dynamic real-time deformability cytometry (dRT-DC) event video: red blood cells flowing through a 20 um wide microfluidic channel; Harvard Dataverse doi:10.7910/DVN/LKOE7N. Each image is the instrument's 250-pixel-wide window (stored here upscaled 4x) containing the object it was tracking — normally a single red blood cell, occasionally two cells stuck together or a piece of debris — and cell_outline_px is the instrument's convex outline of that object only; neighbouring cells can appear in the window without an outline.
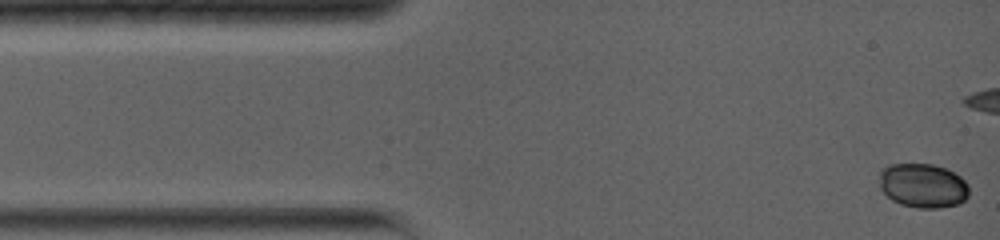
{"species": "common noctule bat (a hibernating species)", "species_latin": "Nyctalus noctula", "temperature_condition": "warm", "stored_images_in_passage": 13, "camera_frame_rate_fps": 5000, "um_per_image_px": 0.085, "animal": {"sex": "female", "body_mass_g": 19.0, "forearm_length_mm": 56.7}, "frame": {"image": 1, "passage_image": 1, "time_ms": 0.0, "image_size_px": [1000, 240], "cell_outline_px": [[968, 196], [960, 204], [936, 208], [916, 208], [900, 204], [892, 200], [880, 188], [880, 168], [888, 164], [932, 164], [944, 168], [960, 176], [968, 184]], "centroid_in_image_um": [78.43, 15.78], "position_along_channel_um": 6.6, "area_um2": 23.24}}
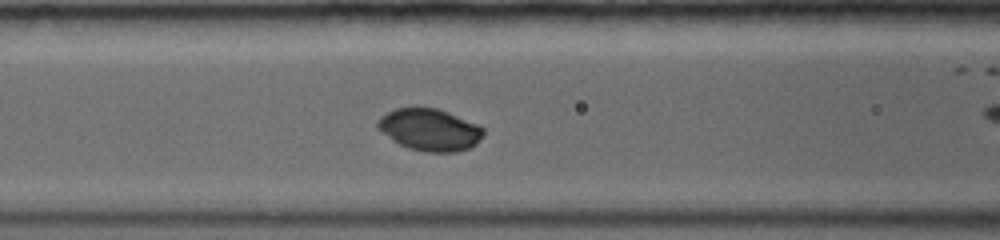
{"frame": {"image": 2, "passage_image": 8, "time_ms": 5.2, "image_size_px": [1000, 240], "cell_outline_px": [[484, 132], [476, 144], [468, 148], [456, 152], [424, 152], [408, 148], [392, 140], [376, 128], [376, 120], [380, 116], [396, 108], [412, 104], [416, 104], [436, 108], [448, 112], [476, 124], [484, 128]], "centroid_in_image_um": [36.45, 10.98], "position_along_channel_um": 130.1, "area_um2": 26.41}}
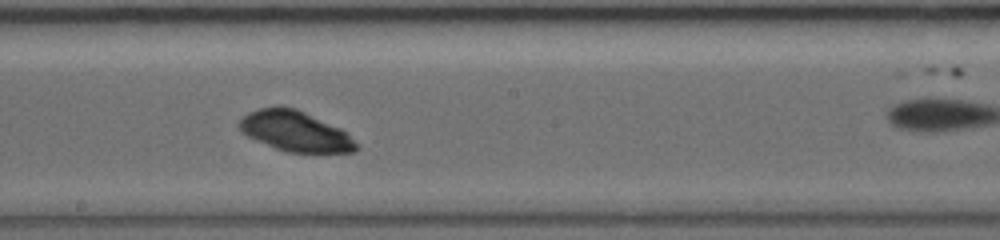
{"frame": {"image": 3, "passage_image": 11, "time_ms": 7.6, "image_size_px": [1000, 240], "cell_outline_px": [[360, 148], [352, 152], [288, 152], [276, 148], [256, 140], [240, 132], [240, 120], [248, 112], [256, 108], [276, 104], [296, 108], [340, 128]], "centroid_in_image_um": [25.04, 11.12], "position_along_channel_um": 223.2, "area_um2": 27.34}}